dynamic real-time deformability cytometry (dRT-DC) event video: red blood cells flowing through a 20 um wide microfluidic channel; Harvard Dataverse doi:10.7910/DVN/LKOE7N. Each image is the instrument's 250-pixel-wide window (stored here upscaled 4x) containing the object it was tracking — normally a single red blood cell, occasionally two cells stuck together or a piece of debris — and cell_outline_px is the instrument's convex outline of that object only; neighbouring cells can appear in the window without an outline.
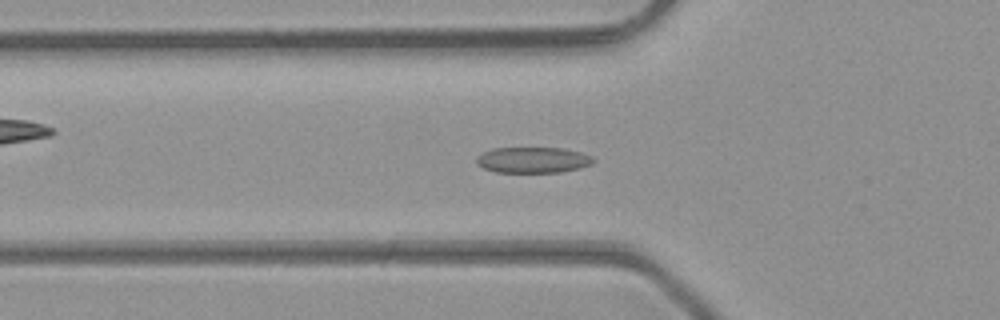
{"species": "common noctule bat (a hibernating species)", "species_latin": "Nyctalus noctula", "temperature_condition": "room temperature", "stored_images_in_passage": 47, "camera_frame_rate_fps": 3000, "um_per_image_px": 0.085, "animal": {"sex": "male", "body_mass_g": 23.1, "forearm_length_mm": 52.7}, "frame": {"image": 1, "passage_image": 16, "time_ms": 5.0, "image_size_px": [1000, 320], "cell_outline_px": [[596, 160], [592, 164], [580, 168], [560, 172], [496, 172], [484, 168], [476, 164], [476, 156], [492, 148], [564, 148], [580, 152], [592, 156]], "centroid_in_image_um": [45.31, 13.59], "position_along_channel_um": 80.5, "area_um2": 17.69}}
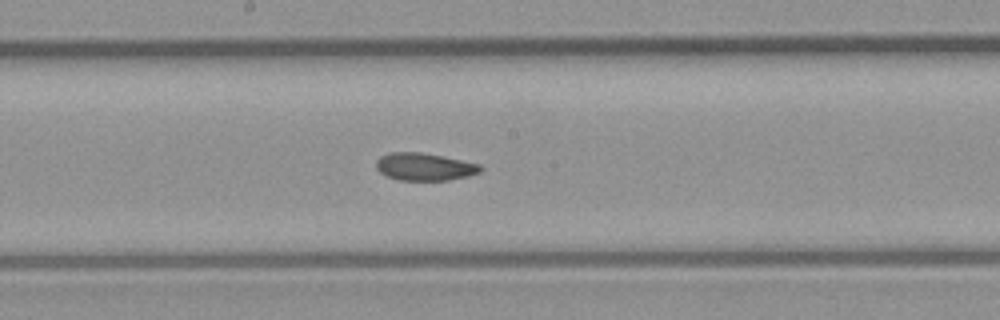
{"frame": {"image": 2, "passage_image": 25, "time_ms": 8.0, "image_size_px": [1000, 320], "cell_outline_px": [[484, 168], [480, 172], [468, 176], [448, 180], [400, 180], [388, 176], [380, 172], [376, 168], [376, 160], [380, 156], [388, 152], [420, 152], [480, 164]], "centroid_in_image_um": [36.07, 14.17], "position_along_channel_um": 212.1, "area_um2": 16.65}}
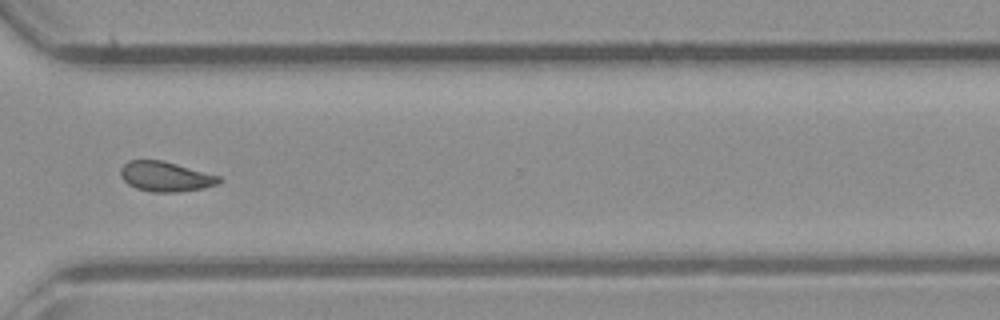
{"frame": {"image": 3, "passage_image": 35, "time_ms": 11.333, "image_size_px": [1000, 320], "cell_outline_px": [[224, 180], [220, 184], [204, 188], [176, 192], [152, 192], [136, 188], [128, 184], [120, 176], [120, 168], [128, 160], [164, 160], [220, 176]], "centroid_in_image_um": [14.1, 15.0], "position_along_channel_um": 356.5, "area_um2": 17.4}, "authors_computed_cell_mechanics": {"area_um2": 17.4556, "velocity_mm_per_s": 4.3479, "shape_relaxation_time_tau1_ms": 4.5122, "shape_relaxation_time_tau2_ms": 1.7644, "deformation_change_tau1": 0.1116, "deformation_change_tau2": 0.0742}}